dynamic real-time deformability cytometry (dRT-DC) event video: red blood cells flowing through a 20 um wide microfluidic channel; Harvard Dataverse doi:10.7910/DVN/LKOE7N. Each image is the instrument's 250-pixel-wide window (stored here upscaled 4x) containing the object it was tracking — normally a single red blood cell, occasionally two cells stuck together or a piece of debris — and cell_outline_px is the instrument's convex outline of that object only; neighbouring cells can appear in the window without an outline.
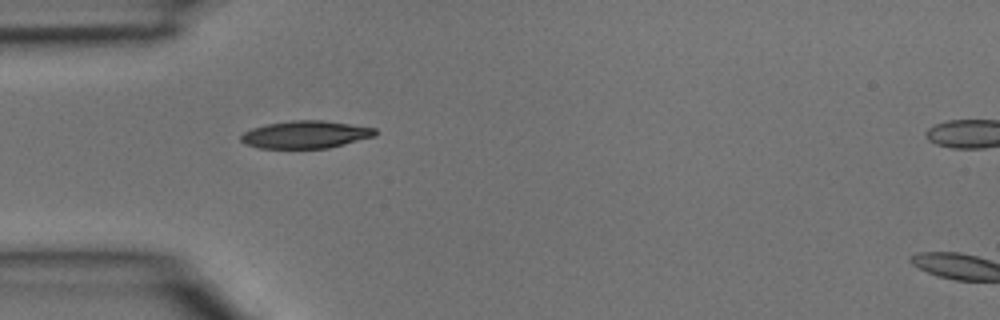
{"species": "common noctule bat (a hibernating species)", "species_latin": "Nyctalus noctula", "temperature_condition": "room temperature", "stored_images_in_passage": 2, "camera_frame_rate_fps": 3000, "um_per_image_px": 0.085, "animal": {"sex": "male", "body_mass_g": 15.6}, "frame": {"image": 1, "passage_image": 1, "time_ms": 0.0, "image_size_px": [1000, 320], "cell_outline_px": [[380, 132], [376, 136], [328, 148], [260, 148], [244, 144], [240, 140], [240, 136], [244, 132], [252, 128], [268, 124], [292, 120], [324, 120], [376, 128]], "centroid_in_image_um": [26.0, 11.43], "position_along_channel_um": 59.0, "area_um2": 21.62}}